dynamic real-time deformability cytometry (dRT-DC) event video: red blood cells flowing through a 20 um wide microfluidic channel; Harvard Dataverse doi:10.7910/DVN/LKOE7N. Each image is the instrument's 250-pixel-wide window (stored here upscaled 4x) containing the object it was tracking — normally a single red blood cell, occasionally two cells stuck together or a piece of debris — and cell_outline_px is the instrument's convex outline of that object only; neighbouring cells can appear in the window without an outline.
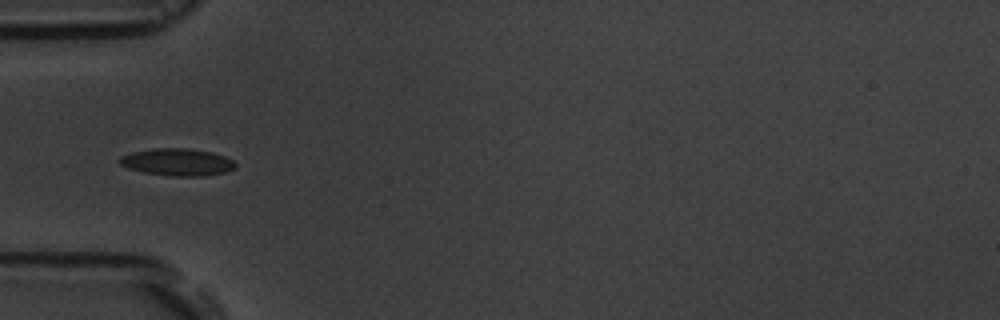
{"species": "common noctule bat (a hibernating species)", "species_latin": "Nyctalus noctula", "temperature_condition": "room temperature", "stored_images_in_passage": 9, "camera_frame_rate_fps": 3000, "um_per_image_px": 0.085, "animal": {"sex": "male", "body_mass_g": 19.5, "forearm_length_mm": 54.6}, "frame": {"image": 1, "passage_image": 6, "time_ms": 5.667, "image_size_px": [1000, 320], "cell_outline_px": [[236, 168], [224, 172], [204, 176], [172, 176], [144, 172], [128, 168], [120, 164], [116, 160], [120, 156], [132, 152], [152, 148], [188, 148], [212, 152], [224, 156], [232, 160], [236, 164]], "centroid_in_image_um": [15.05, 13.77], "position_along_channel_um": 70.0, "area_um2": 18.44}}
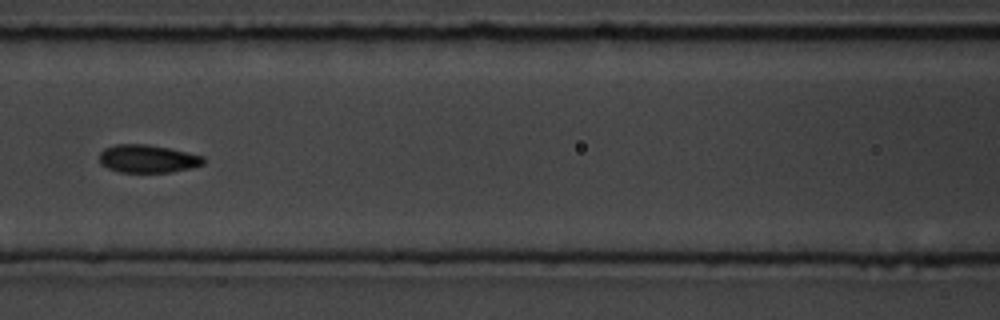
{"frame": {"image": 2, "passage_image": 8, "time_ms": 8.0, "image_size_px": [1000, 320], "cell_outline_px": [[204, 164], [172, 172], [120, 172], [108, 168], [100, 164], [100, 152], [104, 148], [116, 144], [148, 144], [168, 148], [204, 156]], "centroid_in_image_um": [12.53, 13.49], "position_along_channel_um": 154.1, "area_um2": 16.88}}
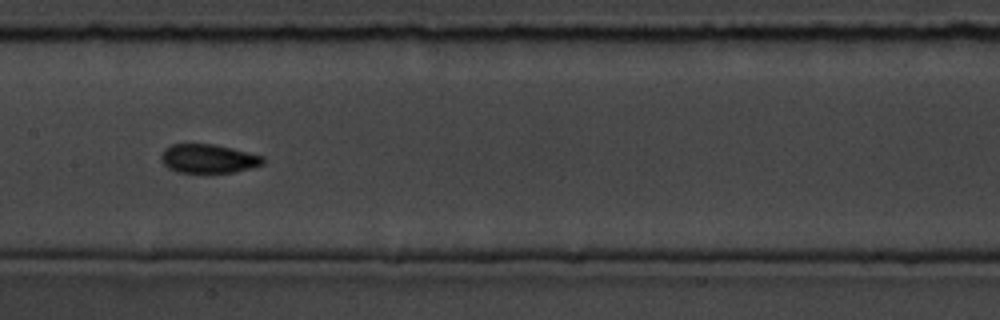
{"frame": {"image": 3, "passage_image": 9, "time_ms": 9.0, "image_size_px": [1000, 320], "cell_outline_px": [[264, 164], [232, 172], [176, 172], [168, 168], [160, 160], [160, 156], [164, 148], [172, 144], [212, 144], [232, 148], [264, 156]], "centroid_in_image_um": [17.67, 13.47], "position_along_channel_um": 189.7, "area_um2": 17.05}}